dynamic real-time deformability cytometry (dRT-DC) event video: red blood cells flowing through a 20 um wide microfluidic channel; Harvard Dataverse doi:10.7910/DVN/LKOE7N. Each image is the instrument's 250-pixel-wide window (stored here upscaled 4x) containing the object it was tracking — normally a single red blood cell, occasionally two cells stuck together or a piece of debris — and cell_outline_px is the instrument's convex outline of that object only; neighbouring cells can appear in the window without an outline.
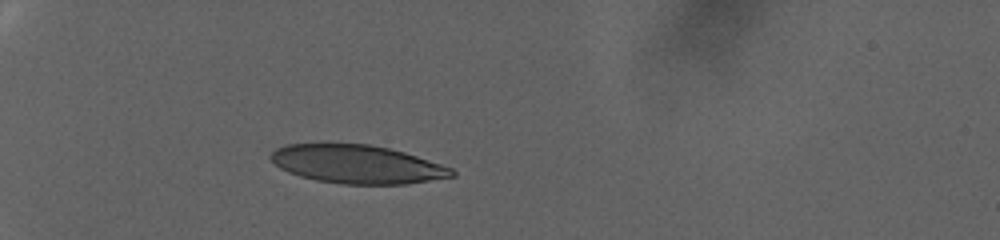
{"species": "human", "species_latin": "Homo sapiens", "temperature_condition": "warm", "stored_images_in_passage": 55, "camera_frame_rate_fps": 3000, "um_per_image_px": 0.085, "donor": {"sex": "female"}, "frame": {"image": 1, "passage_image": 1, "time_ms": 0.0, "image_size_px": [1000, 240], "cell_outline_px": [[456, 176], [404, 184], [344, 184], [316, 180], [300, 176], [288, 172], [280, 168], [268, 156], [276, 148], [288, 144], [368, 144], [388, 148], [404, 152], [452, 168], [456, 172]], "centroid_in_image_um": [30.34, 13.96], "position_along_channel_um": 54.7, "area_um2": 40.23}}
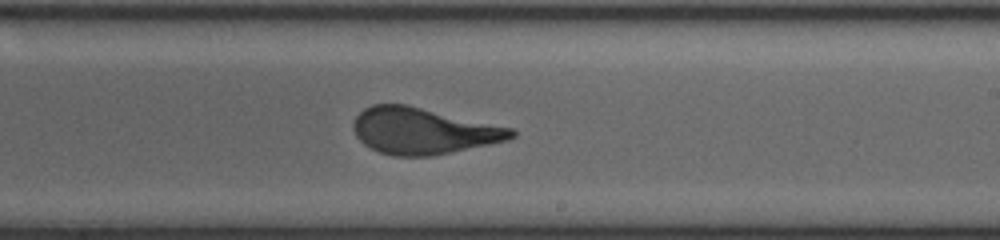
{"frame": {"image": 2, "passage_image": 28, "time_ms": 9.0, "image_size_px": [1000, 240], "cell_outline_px": [[516, 136], [508, 140], [432, 156], [392, 156], [380, 152], [364, 144], [356, 136], [352, 128], [352, 124], [356, 116], [364, 108], [372, 104], [408, 104], [512, 128], [516, 132]], "centroid_in_image_um": [35.94, 11.12], "position_along_channel_um": 253.1, "area_um2": 42.66}}
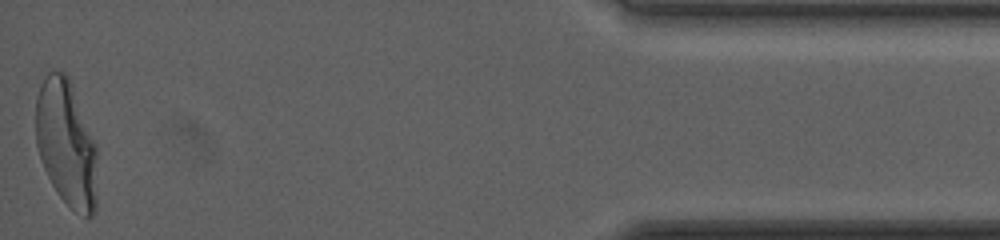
{"frame": {"image": 3, "passage_image": 55, "time_ms": 18.0, "image_size_px": [1000, 240], "cell_outline_px": [[96, 208], [92, 216], [84, 216], [72, 208], [56, 192], [40, 160], [36, 144], [36, 96], [40, 84], [48, 72], [64, 72], [68, 76], [96, 144]], "centroid_in_image_um": [5.62, 12.18], "position_along_channel_um": 429.6, "area_um2": 45.03}, "authors_computed_cell_mechanics": {"area_um2": 43.1188, "velocity_mm_per_s": 2.6496, "shape_relaxation_time_tau1_ms": 7.5363, "shape_relaxation_time_tau2_ms": null, "deformation_change_tau1": 0.2579, "deformation_change_tau2": null}}